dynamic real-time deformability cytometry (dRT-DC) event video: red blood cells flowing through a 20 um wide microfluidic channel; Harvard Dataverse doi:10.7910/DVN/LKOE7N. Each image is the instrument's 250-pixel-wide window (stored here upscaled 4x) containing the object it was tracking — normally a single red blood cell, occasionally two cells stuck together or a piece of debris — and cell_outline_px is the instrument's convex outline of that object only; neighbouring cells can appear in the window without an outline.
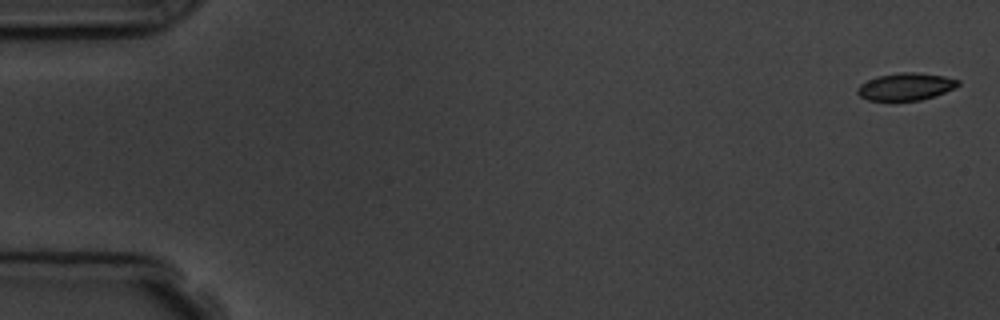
{"species": "common noctule bat (a hibernating species)", "species_latin": "Nyctalus noctula", "temperature_condition": "room temperature", "stored_images_in_passage": 6, "camera_frame_rate_fps": 3000, "um_per_image_px": 0.085, "animal": {"sex": "male", "body_mass_g": 19.5, "forearm_length_mm": 54.6}, "frame": {"image": 1, "passage_image": 1, "time_ms": 0.0, "image_size_px": [1000, 320], "cell_outline_px": [[960, 84], [956, 88], [936, 96], [920, 100], [868, 100], [860, 96], [856, 92], [856, 88], [860, 84], [876, 76], [900, 72], [916, 72], [944, 76], [960, 80]], "centroid_in_image_um": [77.01, 7.35], "position_along_channel_um": 8.0, "area_um2": 16.18}}
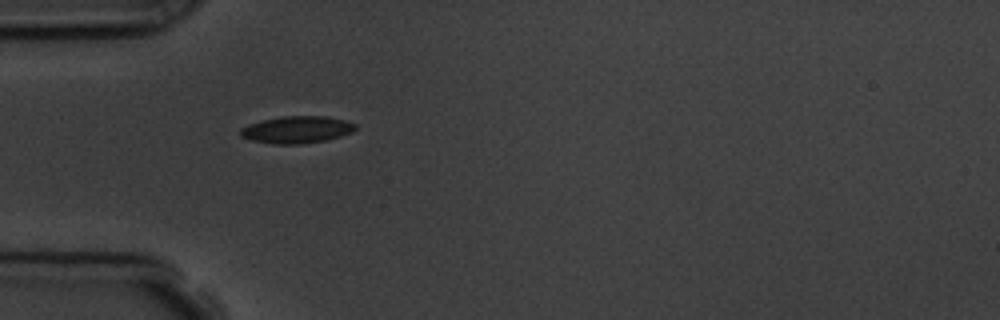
{"frame": {"image": 2, "passage_image": 4, "time_ms": 5.0, "image_size_px": [1000, 320], "cell_outline_px": [[356, 128], [352, 132], [340, 136], [324, 140], [300, 144], [272, 144], [252, 140], [240, 136], [240, 128], [248, 124], [264, 120], [284, 116], [328, 116], [344, 120], [356, 124]], "centroid_in_image_um": [25.22, 11.02], "position_along_channel_um": 59.8, "area_um2": 18.03}}